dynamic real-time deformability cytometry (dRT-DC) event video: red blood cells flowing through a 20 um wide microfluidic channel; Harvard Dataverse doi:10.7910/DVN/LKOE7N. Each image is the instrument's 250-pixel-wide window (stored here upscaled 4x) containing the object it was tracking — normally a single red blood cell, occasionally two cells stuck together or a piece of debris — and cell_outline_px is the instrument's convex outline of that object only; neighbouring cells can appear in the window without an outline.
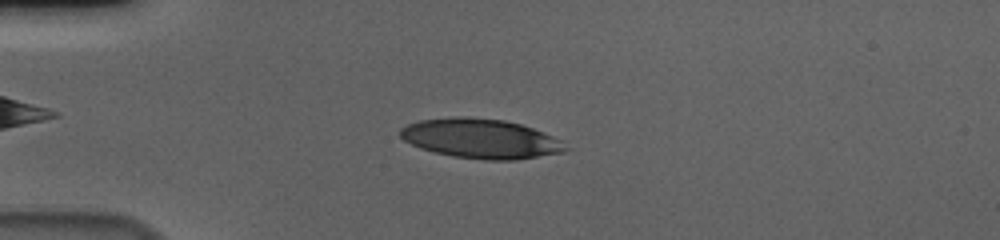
{"species": "human", "species_latin": "Homo sapiens", "temperature_condition": "cold", "stored_images_in_passage": 56, "camera_frame_rate_fps": 3000, "um_per_image_px": 0.085, "donor": {"sex": "male"}, "frame": {"image": 1, "passage_image": 14, "time_ms": 4.333, "image_size_px": [1000, 240], "cell_outline_px": [[572, 148], [564, 152], [516, 160], [488, 160], [452, 156], [420, 148], [404, 140], [400, 136], [400, 128], [408, 124], [420, 120], [456, 116], [460, 116], [504, 120], [520, 124], [532, 128], [552, 136], [560, 140]], "centroid_in_image_um": [40.88, 11.78], "position_along_channel_um": 44.1, "area_um2": 38.03}}
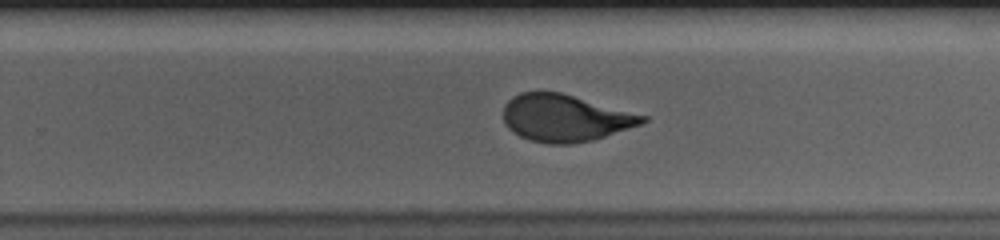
{"frame": {"image": 2, "passage_image": 36, "time_ms": 11.667, "image_size_px": [1000, 240], "cell_outline_px": [[648, 120], [640, 124], [592, 140], [572, 144], [548, 144], [532, 140], [520, 136], [512, 132], [504, 124], [504, 104], [512, 96], [520, 92], [560, 92], [648, 116]], "centroid_in_image_um": [47.99, 10.03], "position_along_channel_um": 281.8, "area_um2": 37.92}}
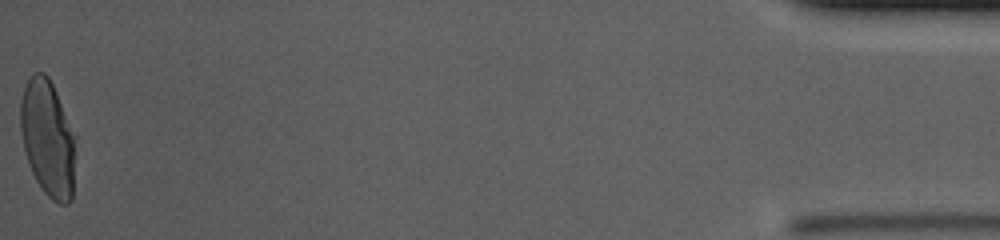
{"frame": {"image": 3, "passage_image": 56, "time_ms": 18.333, "image_size_px": [1000, 240], "cell_outline_px": [[76, 136], [72, 200], [68, 204], [60, 204], [52, 200], [44, 192], [36, 180], [28, 164], [24, 152], [20, 132], [20, 100], [24, 88], [32, 72], [44, 72], [48, 76], [56, 92]], "centroid_in_image_um": [4.06, 11.76], "position_along_channel_um": 431.1, "area_um2": 37.8}, "authors_computed_cell_mechanics": {"area_um2": 38.6971, "velocity_mm_per_s": 3.6277, "shape_relaxation_time_tau1_ms": 5.0542, "shape_relaxation_time_tau2_ms": 0.8605, "deformation_change_tau1": 0.218, "deformation_change_tau2": 0.0781}}